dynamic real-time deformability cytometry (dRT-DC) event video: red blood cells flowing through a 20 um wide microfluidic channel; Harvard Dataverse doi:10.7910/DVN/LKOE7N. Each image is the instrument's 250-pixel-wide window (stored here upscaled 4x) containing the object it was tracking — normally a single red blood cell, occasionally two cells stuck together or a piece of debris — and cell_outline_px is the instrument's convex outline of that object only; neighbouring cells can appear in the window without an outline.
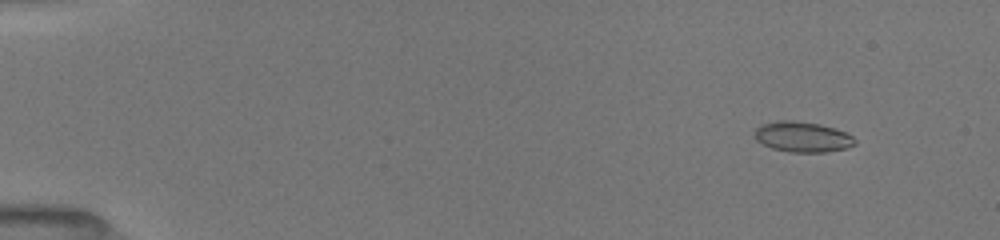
{"species": "common noctule bat (a hibernating species)", "species_latin": "Nyctalus noctula", "temperature_condition": "room temperature", "stored_images_in_passage": 53, "camera_frame_rate_fps": 3000, "um_per_image_px": 0.085, "animal": {"sex": "female", "body_mass_g": 19.5, "forearm_length_mm": 54.1}, "frame": {"image": 1, "passage_image": 6, "time_ms": 1.667, "image_size_px": [1000, 240], "cell_outline_px": [[856, 144], [848, 148], [824, 152], [788, 152], [772, 148], [756, 140], [756, 128], [760, 124], [784, 120], [788, 120], [820, 124], [844, 132], [852, 136], [856, 140]], "centroid_in_image_um": [68.22, 11.64], "position_along_channel_um": 16.8, "area_um2": 17.57}}
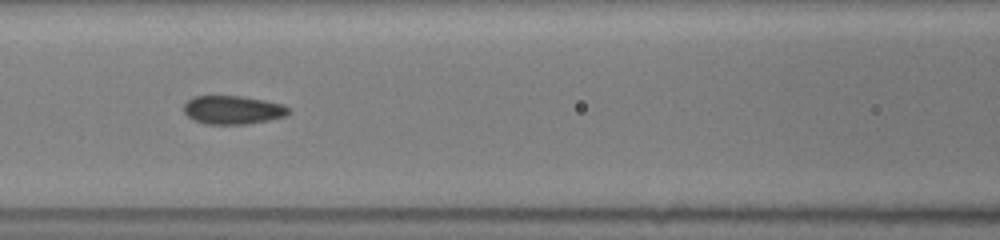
{"frame": {"image": 2, "passage_image": 25, "time_ms": 8.0, "image_size_px": [1000, 240], "cell_outline_px": [[288, 112], [284, 116], [268, 120], [244, 124], [204, 124], [192, 120], [184, 112], [184, 104], [192, 96], [240, 96], [264, 100], [280, 104], [288, 108]], "centroid_in_image_um": [19.71, 9.34], "position_along_channel_um": 146.9, "area_um2": 17.22}}
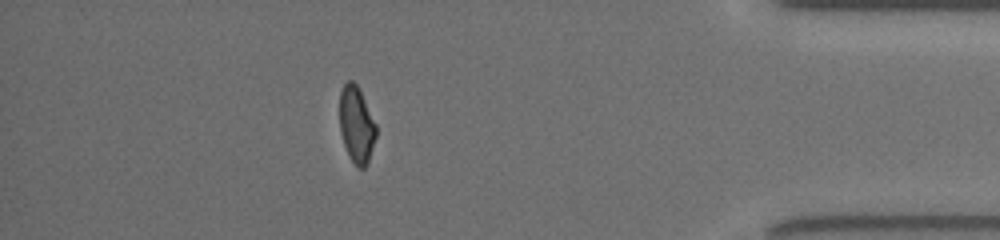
{"frame": {"image": 3, "passage_image": 47, "time_ms": 15.333, "image_size_px": [1000, 240], "cell_outline_px": [[376, 136], [368, 164], [364, 168], [356, 168], [344, 144], [340, 132], [340, 92], [344, 84], [348, 80], [352, 80], [356, 84], [376, 124]], "centroid_in_image_um": [30.3, 10.62], "position_along_channel_um": 404.9, "area_um2": 16.07}, "authors_computed_cell_mechanics": {"area_um2": 17.1666, "velocity_mm_per_s": 4.0279, "shape_relaxation_time_tau1_ms": 8.0167, "shape_relaxation_time_tau2_ms": 0.9946, "deformation_change_tau1": 0.1872, "deformation_change_tau2": 0.0635}}